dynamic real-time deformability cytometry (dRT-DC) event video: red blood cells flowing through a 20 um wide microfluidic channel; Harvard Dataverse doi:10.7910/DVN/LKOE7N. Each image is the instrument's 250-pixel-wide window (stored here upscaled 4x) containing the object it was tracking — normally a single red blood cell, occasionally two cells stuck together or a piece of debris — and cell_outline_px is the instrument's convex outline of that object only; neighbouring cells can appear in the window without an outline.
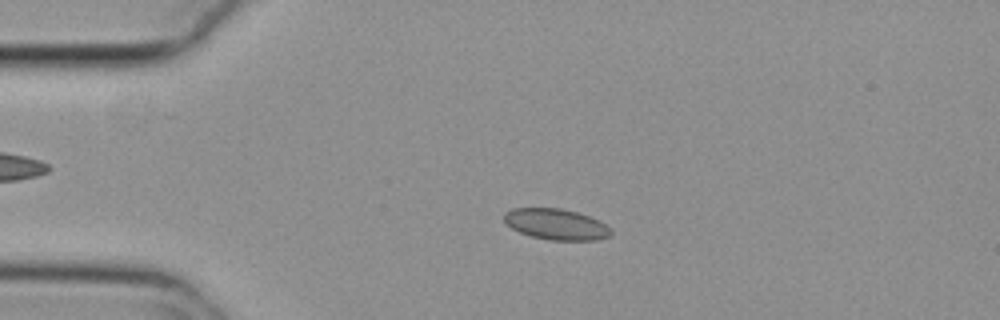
{"species": "common noctule bat (a hibernating species)", "species_latin": "Nyctalus noctula", "temperature_condition": "cold", "stored_images_in_passage": 54, "camera_frame_rate_fps": 3000, "um_per_image_px": 0.085, "animal": {"sex": "female", "body_mass_g": 29.2, "forearm_length_mm": 56.3}, "frame": {"image": 1, "passage_image": 12, "time_ms": 3.667, "image_size_px": [1000, 320], "cell_outline_px": [[612, 236], [596, 240], [548, 240], [532, 236], [520, 232], [512, 228], [504, 220], [504, 212], [512, 208], [560, 208], [576, 212], [600, 220], [612, 232]], "centroid_in_image_um": [47.27, 19.06], "position_along_channel_um": 37.7, "area_um2": 19.19}}
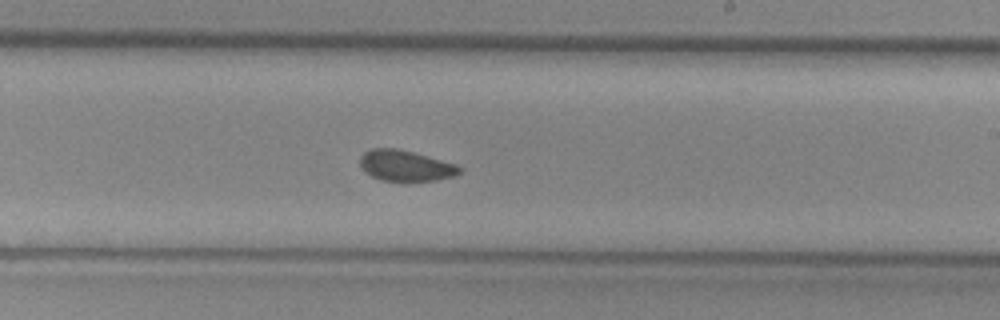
{"frame": {"image": 2, "passage_image": 32, "time_ms": 10.333, "image_size_px": [1000, 320], "cell_outline_px": [[464, 168], [456, 176], [436, 180], [404, 184], [380, 180], [364, 172], [360, 164], [360, 156], [364, 152], [372, 148], [396, 148], [412, 152], [456, 164]], "centroid_in_image_um": [34.47, 14.13], "position_along_channel_um": 254.5, "area_um2": 18.55}}
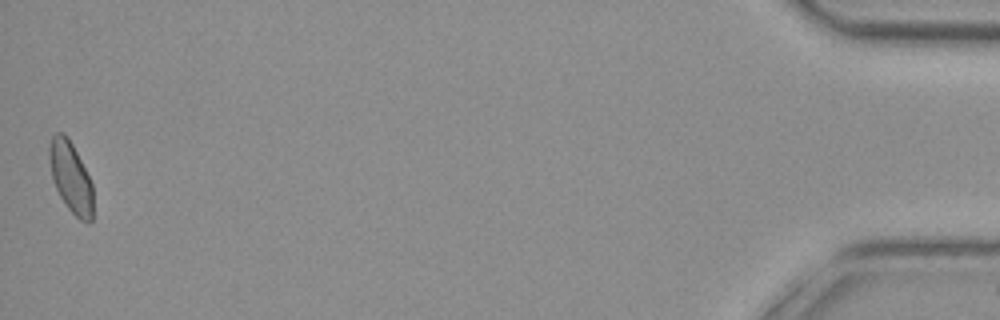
{"frame": {"image": 3, "passage_image": 54, "time_ms": 17.667, "image_size_px": [1000, 320], "cell_outline_px": [[92, 220], [88, 224], [80, 220], [68, 208], [60, 196], [52, 180], [48, 156], [48, 148], [52, 136], [56, 132], [64, 132], [72, 144], [92, 184]], "centroid_in_image_um": [5.98, 15.06], "position_along_channel_um": 429.2, "area_um2": 17.92}, "authors_computed_cell_mechanics": {"area_um2": 18.4382, "velocity_mm_per_s": 3.7521, "shape_relaxation_time_tau1_ms": 11.0835, "shape_relaxation_time_tau2_ms": 3.0296, "deformation_change_tau1": 0.0987, "deformation_change_tau2": 0.0586}}